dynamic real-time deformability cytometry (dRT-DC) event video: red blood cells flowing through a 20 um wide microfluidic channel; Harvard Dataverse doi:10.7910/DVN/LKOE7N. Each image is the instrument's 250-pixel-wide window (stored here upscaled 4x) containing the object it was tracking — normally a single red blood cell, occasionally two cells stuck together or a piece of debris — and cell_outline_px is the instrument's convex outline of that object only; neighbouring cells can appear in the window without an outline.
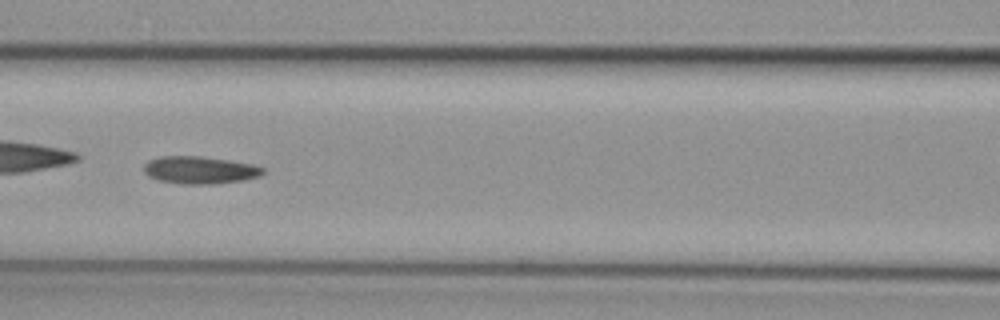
{"species": "common noctule bat (a hibernating species)", "species_latin": "Nyctalus noctula", "temperature_condition": "cold", "stored_images_in_passage": 54, "camera_frame_rate_fps": 3000, "um_per_image_px": 0.085, "animal": {"sex": "female", "body_mass_g": 29.2, "forearm_length_mm": 56.3}, "frame": {"image": 1, "passage_image": 24, "time_ms": 7.667, "image_size_px": [1000, 320], "cell_outline_px": [[264, 172], [260, 176], [244, 180], [216, 184], [184, 184], [160, 180], [148, 176], [144, 172], [144, 164], [148, 160], [160, 156], [200, 156], [228, 160], [252, 164], [264, 168]], "centroid_in_image_um": [16.98, 14.45], "position_along_channel_um": 149.6, "area_um2": 19.07}}